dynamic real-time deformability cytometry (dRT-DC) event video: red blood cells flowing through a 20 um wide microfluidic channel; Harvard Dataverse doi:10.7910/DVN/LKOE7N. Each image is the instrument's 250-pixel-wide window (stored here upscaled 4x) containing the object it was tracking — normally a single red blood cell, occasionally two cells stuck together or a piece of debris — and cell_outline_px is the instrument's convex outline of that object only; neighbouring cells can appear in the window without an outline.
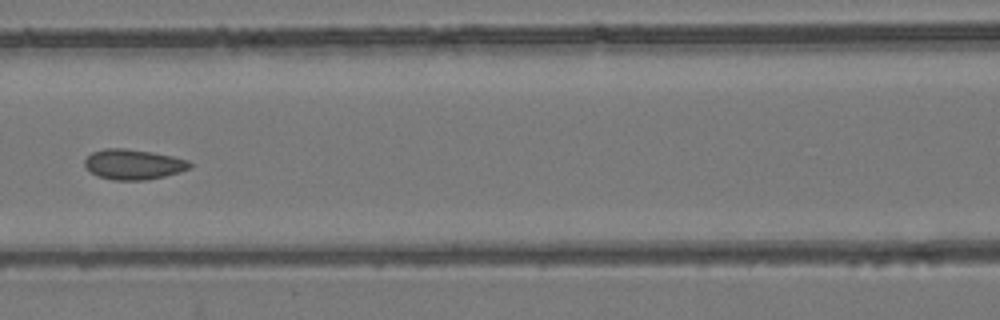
{"species": "common noctule bat (a hibernating species)", "species_latin": "Nyctalus noctula", "temperature_condition": "room temperature", "stored_images_in_passage": 5, "camera_frame_rate_fps": 3000, "um_per_image_px": 0.085, "animal": {"sex": "female", "body_mass_g": 24.6, "forearm_length_mm": 56.2}, "frame": {"image": 1, "passage_image": 5, "time_ms": 1.333, "image_size_px": [1000, 320], "cell_outline_px": [[192, 168], [180, 172], [148, 180], [112, 180], [100, 176], [92, 172], [84, 164], [84, 160], [92, 152], [104, 148], [124, 148], [152, 152], [172, 156], [188, 160], [192, 164]], "centroid_in_image_um": [11.37, 13.97], "position_along_channel_um": 155.2, "area_um2": 18.5}}